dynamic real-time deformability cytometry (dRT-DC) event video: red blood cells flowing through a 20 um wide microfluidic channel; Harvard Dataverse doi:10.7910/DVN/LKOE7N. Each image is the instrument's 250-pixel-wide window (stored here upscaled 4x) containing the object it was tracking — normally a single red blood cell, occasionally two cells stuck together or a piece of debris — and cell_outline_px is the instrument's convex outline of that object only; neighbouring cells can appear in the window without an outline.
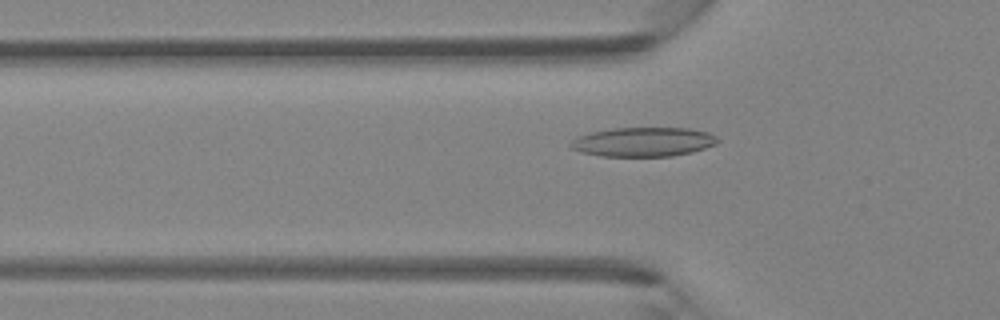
{"species": "Egyptian fruit bat (a non-hibernating species)", "species_latin": "Rousettus aegyptiacus", "temperature_condition": "room temperature", "stored_images_in_passage": 45, "camera_frame_rate_fps": 3000, "um_per_image_px": 0.085, "animal": {"sex": "female"}, "frame": {"image": 1, "passage_image": 15, "time_ms": 4.667, "image_size_px": [1000, 320], "cell_outline_px": [[720, 140], [716, 144], [692, 152], [672, 156], [600, 156], [580, 152], [572, 148], [568, 144], [572, 140], [580, 136], [592, 132], [616, 128], [688, 128], [708, 132], [716, 136]], "centroid_in_image_um": [54.7, 12.06], "position_along_channel_um": 71.1, "area_um2": 24.97}}
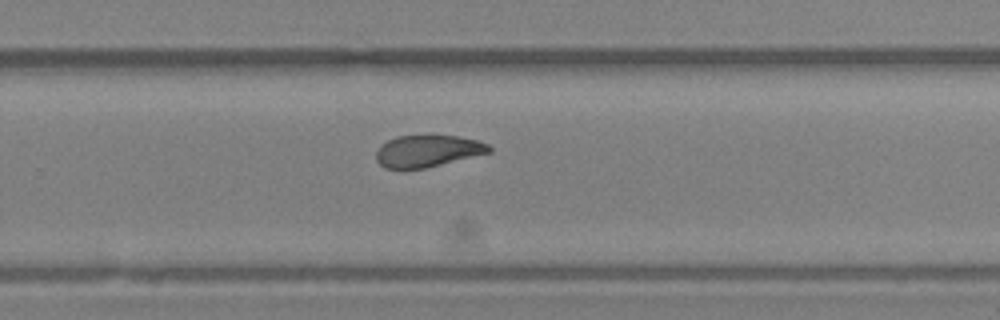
{"frame": {"image": 2, "passage_image": 30, "time_ms": 9.667, "image_size_px": [1000, 320], "cell_outline_px": [[492, 152], [424, 168], [384, 168], [376, 160], [376, 152], [380, 144], [396, 136], [428, 132], [460, 136], [476, 140], [488, 144], [492, 148]], "centroid_in_image_um": [36.34, 12.77], "position_along_channel_um": 293.5, "area_um2": 21.73}}
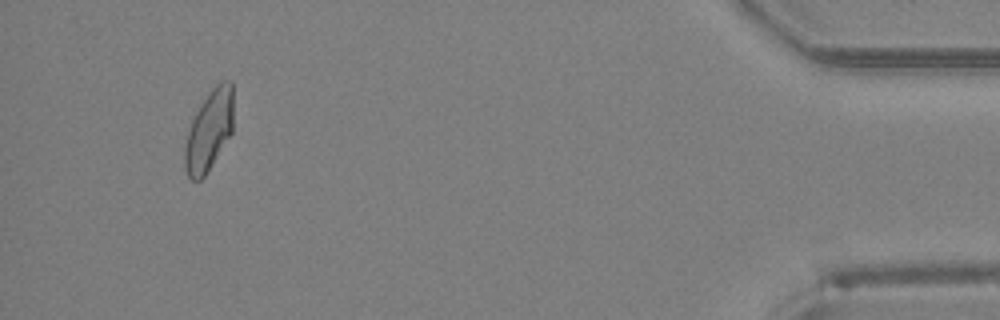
{"frame": {"image": 3, "passage_image": 43, "time_ms": 14.0, "image_size_px": [1000, 320], "cell_outline_px": [[232, 132], [204, 176], [200, 180], [192, 180], [188, 176], [184, 168], [184, 148], [188, 132], [192, 120], [196, 112], [212, 88], [220, 80], [232, 80]], "centroid_in_image_um": [17.76, 11.09], "position_along_channel_um": 417.4, "area_um2": 22.43}}